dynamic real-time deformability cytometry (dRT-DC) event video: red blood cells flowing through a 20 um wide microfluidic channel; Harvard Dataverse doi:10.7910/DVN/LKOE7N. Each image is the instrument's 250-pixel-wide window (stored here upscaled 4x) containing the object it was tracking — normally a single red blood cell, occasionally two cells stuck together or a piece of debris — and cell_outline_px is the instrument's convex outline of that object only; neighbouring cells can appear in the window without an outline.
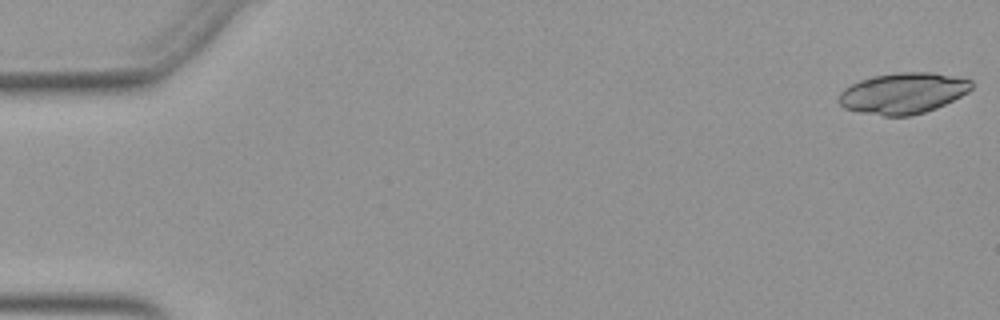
{"species": "Egyptian fruit bat (a non-hibernating species)", "species_latin": "Rousettus aegyptiacus", "temperature_condition": "warm", "stored_images_in_passage": 26, "camera_frame_rate_fps": 3000, "um_per_image_px": 0.085, "animal": {"sex": "female"}, "frame": {"image": 1, "passage_image": 1, "time_ms": 0.0, "image_size_px": [1000, 320], "cell_outline_px": [[972, 88], [968, 92], [936, 108], [912, 116], [884, 116], [860, 112], [844, 108], [836, 100], [840, 92], [844, 88], [860, 80], [872, 76], [900, 72], [932, 72], [972, 80]], "centroid_in_image_um": [76.73, 7.92], "position_along_channel_um": 8.3, "area_um2": 31.67}}
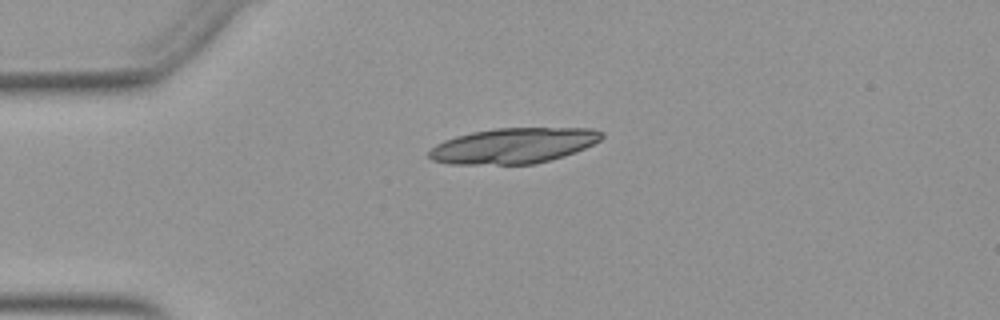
{"frame": {"image": 2, "passage_image": 13, "time_ms": 4.0, "image_size_px": [1000, 320], "cell_outline_px": [[604, 136], [600, 140], [576, 152], [564, 156], [532, 164], [452, 164], [432, 160], [428, 156], [428, 152], [436, 144], [444, 140], [456, 136], [472, 132], [496, 128], [592, 128], [604, 132]], "centroid_in_image_um": [43.65, 12.37], "position_along_channel_um": 41.3, "area_um2": 35.6}}